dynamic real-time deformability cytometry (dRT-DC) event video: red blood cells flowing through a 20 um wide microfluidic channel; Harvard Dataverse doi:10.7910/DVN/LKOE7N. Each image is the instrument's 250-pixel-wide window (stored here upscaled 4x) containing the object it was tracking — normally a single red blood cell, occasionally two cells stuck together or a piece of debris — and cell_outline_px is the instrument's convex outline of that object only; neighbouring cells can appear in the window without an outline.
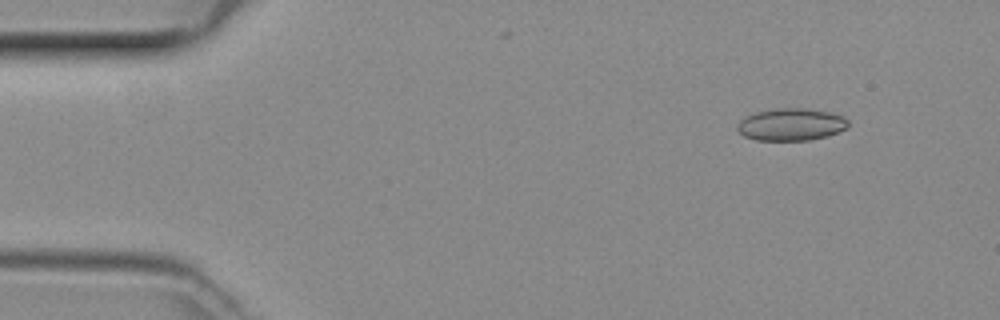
{"species": "common noctule bat (a hibernating species)", "species_latin": "Nyctalus noctula", "temperature_condition": "room temperature", "stored_images_in_passage": 48, "camera_frame_rate_fps": 3000, "um_per_image_px": 0.085, "animal": {"sex": "female", "body_mass_g": 29.2, "forearm_length_mm": 56.3}, "frame": {"image": 1, "passage_image": 5, "time_ms": 1.333, "image_size_px": [1000, 320], "cell_outline_px": [[848, 128], [828, 136], [808, 140], [756, 140], [744, 136], [736, 128], [736, 124], [744, 116], [756, 112], [776, 108], [804, 108], [828, 112], [844, 116], [848, 120]], "centroid_in_image_um": [67.23, 10.58], "position_along_channel_um": 17.8, "area_um2": 20.98}}
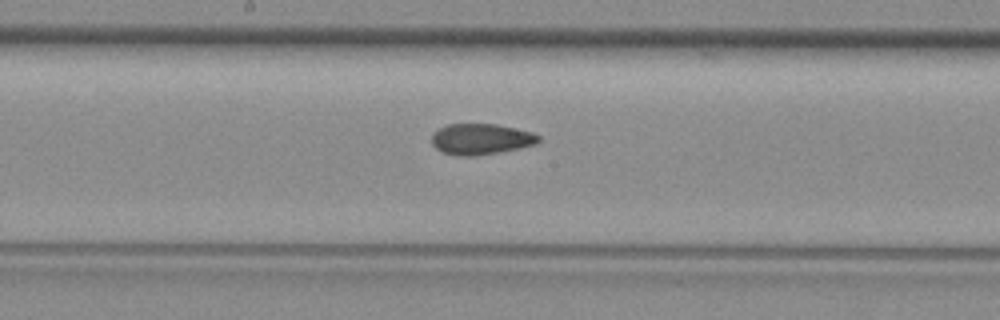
{"frame": {"image": 2, "passage_image": 25, "time_ms": 8.0, "image_size_px": [1000, 320], "cell_outline_px": [[540, 140], [536, 144], [476, 156], [456, 156], [444, 152], [436, 148], [432, 144], [432, 132], [436, 128], [448, 124], [496, 124], [532, 132], [540, 136]], "centroid_in_image_um": [40.83, 11.81], "position_along_channel_um": 207.4, "area_um2": 19.19}}
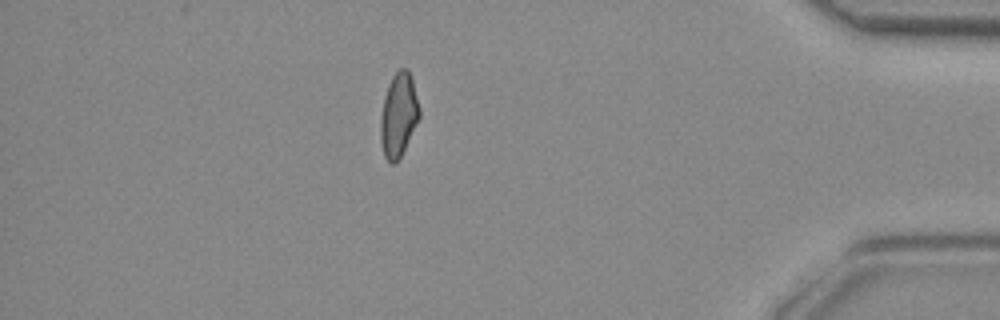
{"frame": {"image": 3, "passage_image": 42, "time_ms": 13.667, "image_size_px": [1000, 320], "cell_outline_px": [[420, 116], [396, 164], [392, 164], [384, 156], [380, 140], [380, 120], [384, 96], [388, 84], [392, 76], [400, 68], [408, 68], [412, 80], [420, 108]], "centroid_in_image_um": [33.86, 9.75], "position_along_channel_um": 401.3, "area_um2": 18.84}}